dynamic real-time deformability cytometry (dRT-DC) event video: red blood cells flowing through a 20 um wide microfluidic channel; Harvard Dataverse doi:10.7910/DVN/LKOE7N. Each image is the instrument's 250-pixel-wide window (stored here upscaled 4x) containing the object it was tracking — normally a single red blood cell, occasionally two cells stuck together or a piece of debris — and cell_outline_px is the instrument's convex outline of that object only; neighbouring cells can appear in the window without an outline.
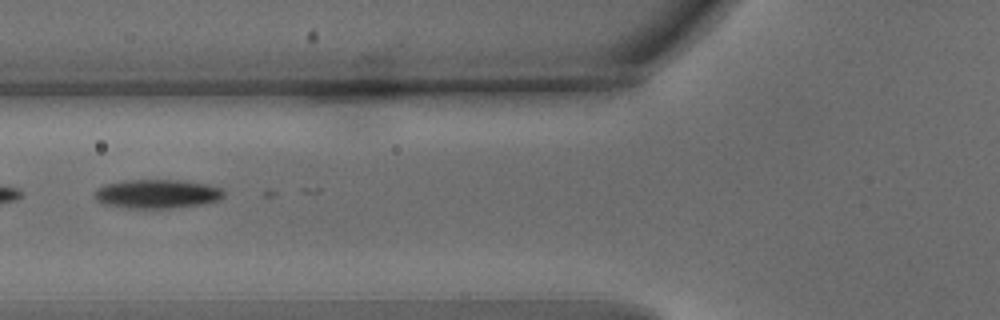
{"species": "common noctule bat (a hibernating species)", "species_latin": "Nyctalus noctula", "temperature_condition": "warm", "stored_images_in_passage": 12, "camera_frame_rate_fps": 3000, "um_per_image_px": 0.085, "animal": {"sex": "male", "body_mass_g": 15.6}, "frame": {"image": 1, "passage_image": 3, "time_ms": 0.667, "image_size_px": [1000, 320], "cell_outline_px": [[224, 196], [220, 200], [200, 204], [164, 208], [124, 208], [104, 204], [96, 200], [96, 188], [104, 184], [124, 180], [180, 180], [204, 184], [220, 188], [224, 192]], "centroid_in_image_um": [13.31, 16.47], "position_along_channel_um": 112.5, "area_um2": 21.62}}
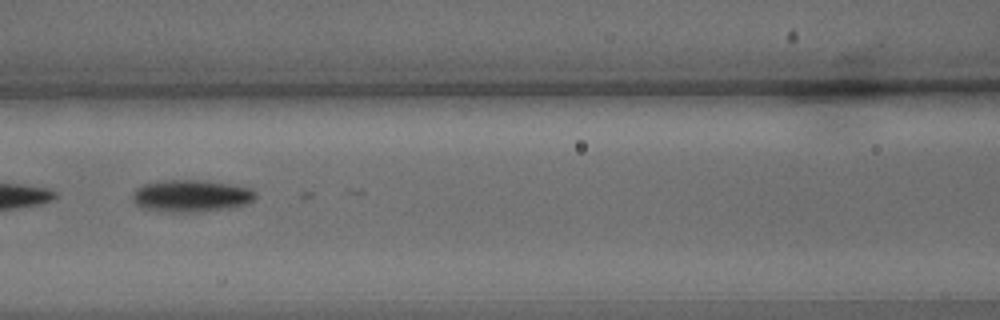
{"frame": {"image": 2, "passage_image": 6, "time_ms": 1.667, "image_size_px": [1000, 320], "cell_outline_px": [[256, 196], [252, 200], [244, 204], [228, 208], [196, 212], [168, 212], [140, 208], [132, 200], [132, 192], [136, 188], [144, 184], [156, 180], [196, 180], [232, 184], [252, 188], [256, 192]], "centroid_in_image_um": [16.2, 16.64], "position_along_channel_um": 150.4, "area_um2": 23.18}}
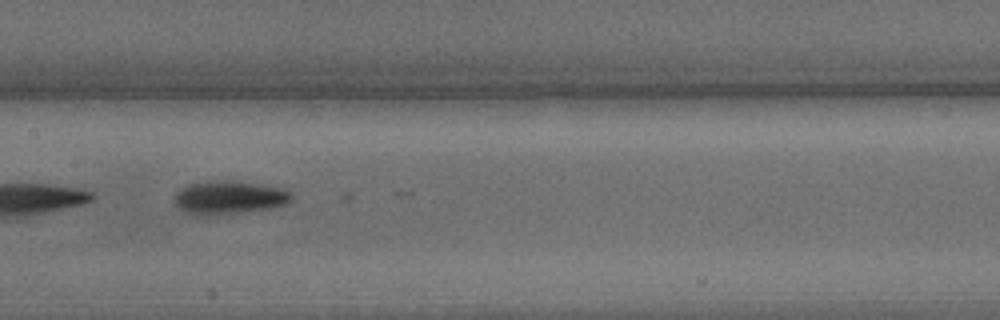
{"frame": {"image": 3, "passage_image": 9, "time_ms": 2.667, "image_size_px": [1000, 320], "cell_outline_px": [[292, 200], [288, 204], [276, 208], [236, 212], [184, 212], [176, 204], [176, 192], [180, 188], [188, 184], [208, 180], [236, 180], [260, 184], [280, 188], [292, 192]], "centroid_in_image_um": [19.57, 16.72], "position_along_channel_um": 187.8, "area_um2": 22.2}}